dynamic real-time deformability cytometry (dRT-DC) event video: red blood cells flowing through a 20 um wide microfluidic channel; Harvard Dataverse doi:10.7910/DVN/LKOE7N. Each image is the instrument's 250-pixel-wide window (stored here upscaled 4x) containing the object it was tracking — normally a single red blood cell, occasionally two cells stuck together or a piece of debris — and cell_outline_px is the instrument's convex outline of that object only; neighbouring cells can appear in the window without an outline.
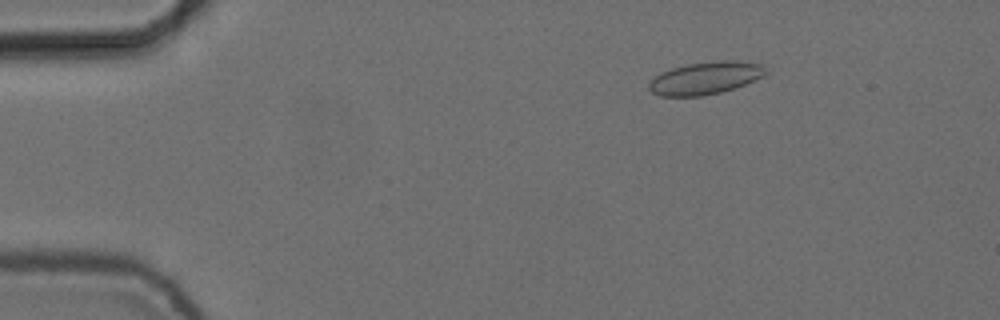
{"species": "common noctule bat (a hibernating species)", "species_latin": "Nyctalus noctula", "temperature_condition": "cold", "stored_images_in_passage": 53, "camera_frame_rate_fps": 3000, "um_per_image_px": 0.085, "animal": {"sex": "female", "body_mass_g": 24.6, "forearm_length_mm": 56.2}, "frame": {"image": 1, "passage_image": 9, "time_ms": 2.667, "image_size_px": [1000, 320], "cell_outline_px": [[768, 72], [764, 76], [744, 84], [720, 92], [700, 96], [660, 96], [652, 92], [648, 88], [648, 84], [656, 76], [672, 68], [688, 64], [724, 60], [732, 60], [764, 64]], "centroid_in_image_um": [59.99, 6.63], "position_along_channel_um": 25.0, "area_um2": 21.85}}
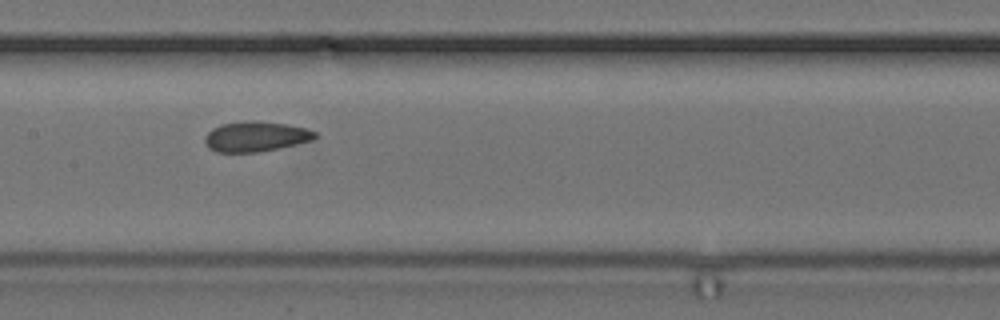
{"frame": {"image": 2, "passage_image": 28, "time_ms": 9.0, "image_size_px": [1000, 320], "cell_outline_px": [[316, 136], [312, 140], [276, 148], [256, 152], [216, 152], [208, 148], [204, 144], [204, 136], [212, 128], [220, 124], [252, 120], [256, 120], [284, 124], [304, 128], [316, 132]], "centroid_in_image_um": [21.65, 11.6], "position_along_channel_um": 185.7, "area_um2": 19.19}}
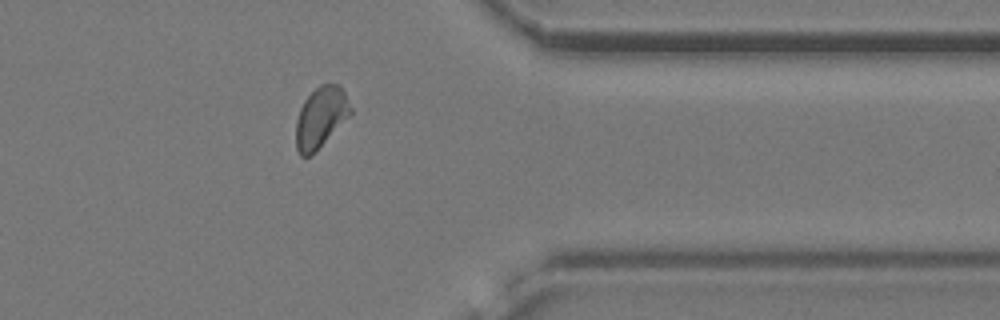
{"frame": {"image": 3, "passage_image": 45, "time_ms": 14.667, "image_size_px": [1000, 320], "cell_outline_px": [[352, 112], [316, 152], [312, 156], [300, 156], [296, 148], [296, 120], [300, 108], [304, 100], [320, 84], [340, 84], [352, 108]], "centroid_in_image_um": [27.25, 9.99], "position_along_channel_um": 384.2, "area_um2": 19.31}}